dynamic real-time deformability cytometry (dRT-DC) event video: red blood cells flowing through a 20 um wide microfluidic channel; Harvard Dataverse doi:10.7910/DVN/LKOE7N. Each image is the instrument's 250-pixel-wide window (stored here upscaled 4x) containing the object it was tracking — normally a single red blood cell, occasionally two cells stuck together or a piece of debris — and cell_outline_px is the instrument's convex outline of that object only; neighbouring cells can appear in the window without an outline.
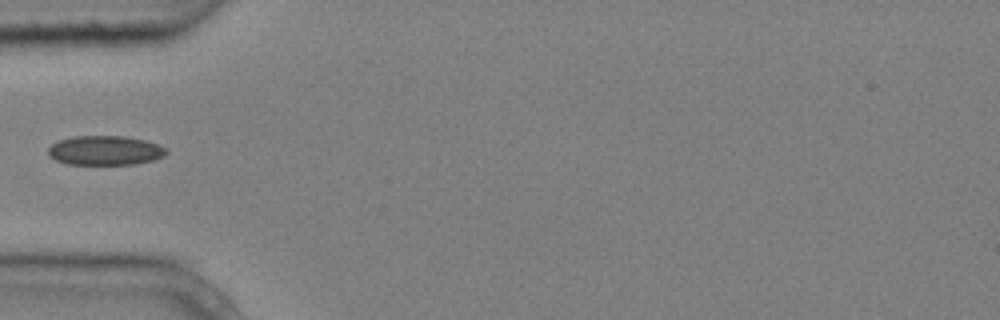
{"species": "common noctule bat (a hibernating species)", "species_latin": "Nyctalus noctula", "temperature_condition": "cold", "stored_images_in_passage": 5, "camera_frame_rate_fps": 3000, "um_per_image_px": 0.085, "animal": {"sex": "male", "body_mass_g": 20.4}, "frame": {"image": 1, "passage_image": 4, "time_ms": 1.0, "image_size_px": [1000, 320], "cell_outline_px": [[168, 152], [164, 156], [152, 160], [132, 164], [68, 164], [56, 160], [48, 156], [48, 148], [56, 140], [72, 136], [124, 136], [144, 140], [156, 144], [164, 148]], "centroid_in_image_um": [8.87, 12.78], "position_along_channel_um": 76.1, "area_um2": 20.17}}
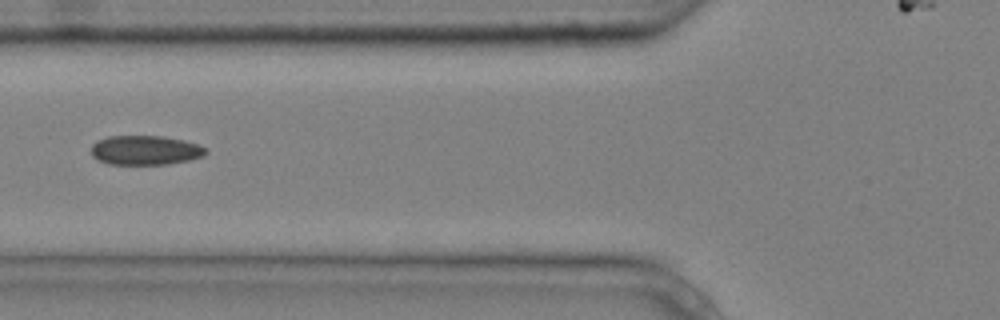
{"frame": {"image": 2, "passage_image": 5, "time_ms": 1.333, "image_size_px": [1000, 320], "cell_outline_px": [[208, 152], [204, 156], [188, 160], [168, 164], [108, 164], [92, 156], [92, 144], [96, 140], [108, 136], [164, 136], [184, 140], [200, 144], [208, 148]], "centroid_in_image_um": [12.39, 12.76], "position_along_channel_um": 113.4, "area_um2": 19.83}}